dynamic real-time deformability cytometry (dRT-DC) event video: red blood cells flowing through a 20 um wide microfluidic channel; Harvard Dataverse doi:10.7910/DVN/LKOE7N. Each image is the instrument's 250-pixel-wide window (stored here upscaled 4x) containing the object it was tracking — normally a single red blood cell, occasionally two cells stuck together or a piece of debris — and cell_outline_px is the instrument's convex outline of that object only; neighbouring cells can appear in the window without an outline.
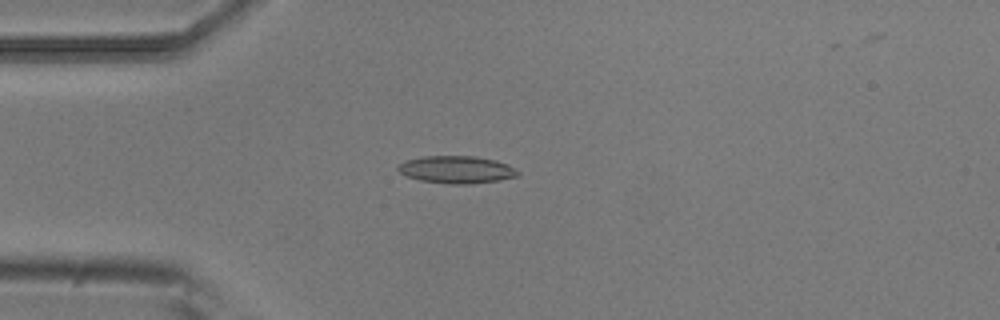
{"species": "common noctule bat (a hibernating species)", "species_latin": "Nyctalus noctula", "temperature_condition": "room temperature", "stored_images_in_passage": 5, "camera_frame_rate_fps": 3000, "um_per_image_px": 0.085, "animal": {"sex": "male", "body_mass_g": 20.5, "forearm_length_mm": 52.5}, "frame": {"image": 1, "passage_image": 4, "time_ms": 1.0, "image_size_px": [1000, 320], "cell_outline_px": [[520, 176], [500, 180], [472, 184], [448, 184], [420, 180], [408, 176], [400, 172], [396, 168], [400, 164], [408, 160], [424, 156], [476, 156], [492, 160], [516, 168], [520, 172]], "centroid_in_image_um": [38.84, 14.43], "position_along_channel_um": 46.2, "area_um2": 19.02}}